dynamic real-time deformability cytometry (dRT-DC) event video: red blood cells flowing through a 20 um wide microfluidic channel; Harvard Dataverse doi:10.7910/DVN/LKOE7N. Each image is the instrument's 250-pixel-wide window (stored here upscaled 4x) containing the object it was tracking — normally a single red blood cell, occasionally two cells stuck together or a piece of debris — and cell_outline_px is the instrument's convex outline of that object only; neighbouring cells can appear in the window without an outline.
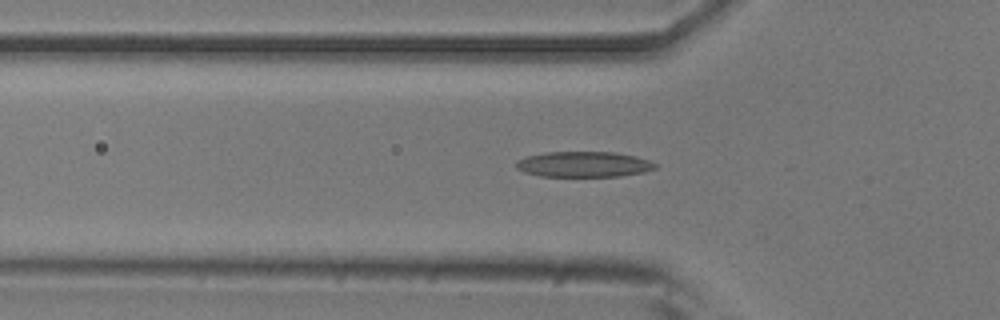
{"species": "common noctule bat (a hibernating species)", "species_latin": "Nyctalus noctula", "temperature_condition": "room temperature", "stored_images_in_passage": 51, "camera_frame_rate_fps": 3000, "um_per_image_px": 0.085, "animal": {"sex": "male", "body_mass_g": 20.5, "forearm_length_mm": 52.5}, "frame": {"image": 1, "passage_image": 17, "time_ms": 5.333, "image_size_px": [1000, 320], "cell_outline_px": [[656, 168], [644, 172], [620, 176], [540, 176], [524, 172], [516, 168], [516, 160], [524, 156], [548, 152], [616, 152], [636, 156], [648, 160], [656, 164]], "centroid_in_image_um": [49.59, 13.96], "position_along_channel_um": 76.2, "area_um2": 20.75}}
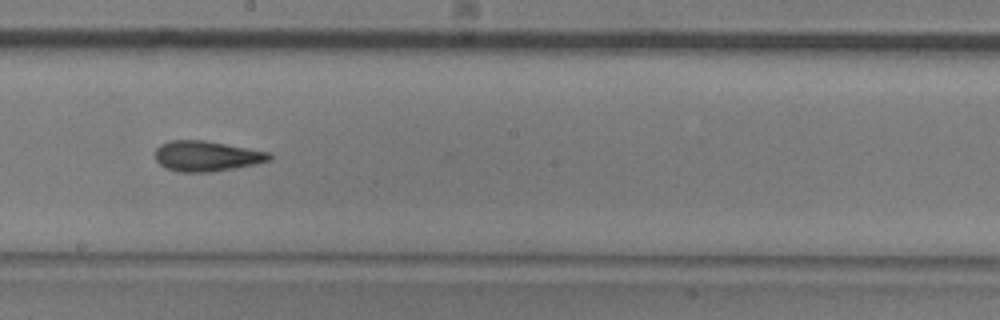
{"frame": {"image": 2, "passage_image": 29, "time_ms": 9.333, "image_size_px": [1000, 320], "cell_outline_px": [[272, 160], [236, 168], [212, 172], [180, 172], [164, 168], [156, 160], [156, 148], [160, 144], [168, 140], [204, 140], [268, 152], [272, 156]], "centroid_in_image_um": [17.53, 13.27], "position_along_channel_um": 230.7, "area_um2": 20.23}}
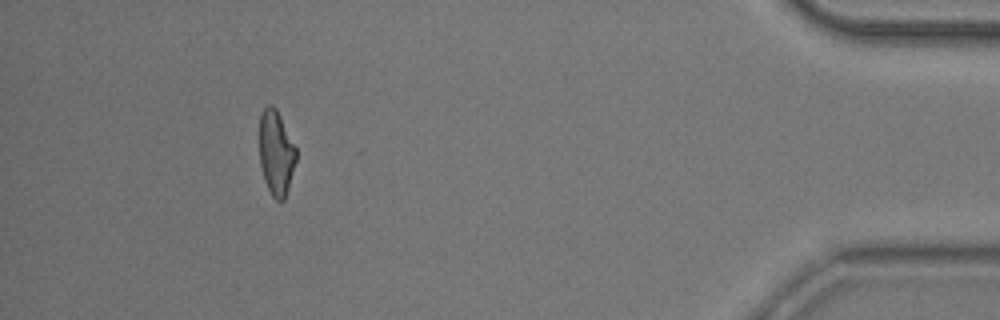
{"frame": {"image": 3, "passage_image": 48, "time_ms": 15.667, "image_size_px": [1000, 320], "cell_outline_px": [[296, 160], [288, 188], [284, 200], [280, 204], [272, 196], [264, 180], [260, 164], [260, 116], [264, 108], [268, 104], [272, 104], [276, 108], [296, 148]], "centroid_in_image_um": [23.46, 13.01], "position_along_channel_um": 411.7, "area_um2": 18.03}, "authors_computed_cell_mechanics": {"area_um2": 20.1722, "velocity_mm_per_s": 3.8267, "shape_relaxation_time_tau1_ms": 6.4047, "shape_relaxation_time_tau2_ms": 2.9441, "deformation_change_tau1": 0.1925, "deformation_change_tau2": 0.1313}}